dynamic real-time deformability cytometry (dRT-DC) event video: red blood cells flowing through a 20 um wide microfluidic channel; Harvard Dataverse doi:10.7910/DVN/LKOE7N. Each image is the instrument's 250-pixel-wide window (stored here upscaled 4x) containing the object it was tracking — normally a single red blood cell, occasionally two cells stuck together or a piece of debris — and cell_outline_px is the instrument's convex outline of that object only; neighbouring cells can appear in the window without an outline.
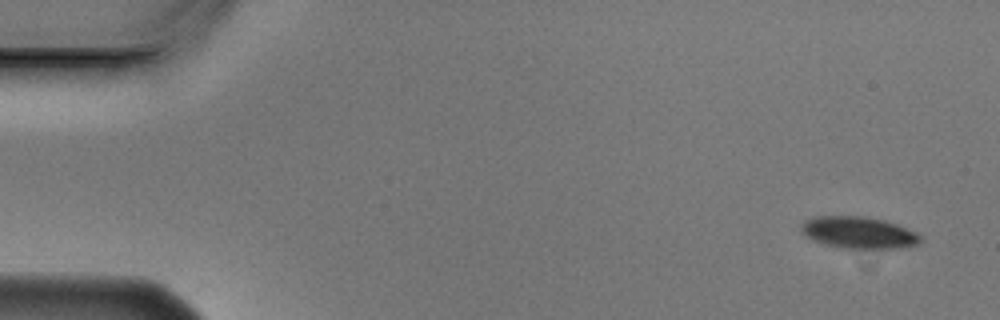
{"species": "Egyptian fruit bat (a non-hibernating species)", "species_latin": "Rousettus aegyptiacus", "temperature_condition": "cold", "stored_images_in_passage": 5, "camera_frame_rate_fps": 3000, "um_per_image_px": 0.085, "animal": {"sex": "male"}, "frame": {"image": 1, "passage_image": 1, "time_ms": 0.0, "image_size_px": [1000, 320], "cell_outline_px": [[924, 236], [920, 244], [896, 248], [844, 248], [824, 244], [812, 240], [800, 228], [800, 224], [804, 220], [812, 216], [864, 216], [884, 220], [896, 224], [916, 232]], "centroid_in_image_um": [73.0, 19.76], "position_along_channel_um": 12.0, "area_um2": 22.2}}
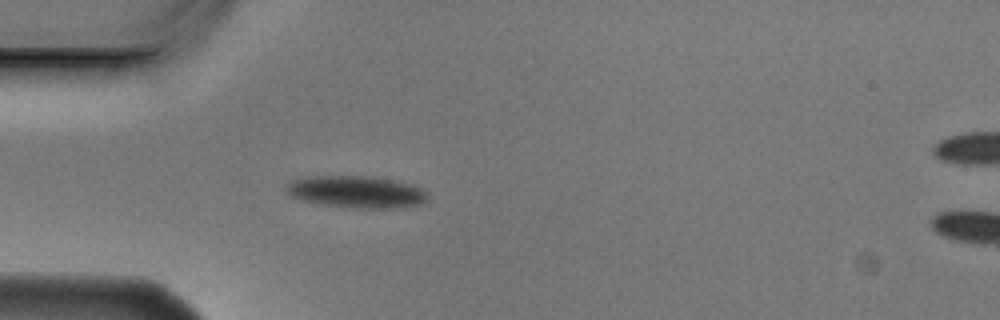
{"frame": {"image": 2, "passage_image": 4, "time_ms": 1.0, "image_size_px": [1000, 320], "cell_outline_px": [[428, 196], [420, 204], [392, 208], [352, 208], [320, 204], [304, 200], [292, 196], [284, 192], [288, 184], [292, 180], [308, 176], [364, 176], [392, 180], [412, 184], [420, 188]], "centroid_in_image_um": [30.24, 16.31], "position_along_channel_um": 54.8, "area_um2": 26.07}}